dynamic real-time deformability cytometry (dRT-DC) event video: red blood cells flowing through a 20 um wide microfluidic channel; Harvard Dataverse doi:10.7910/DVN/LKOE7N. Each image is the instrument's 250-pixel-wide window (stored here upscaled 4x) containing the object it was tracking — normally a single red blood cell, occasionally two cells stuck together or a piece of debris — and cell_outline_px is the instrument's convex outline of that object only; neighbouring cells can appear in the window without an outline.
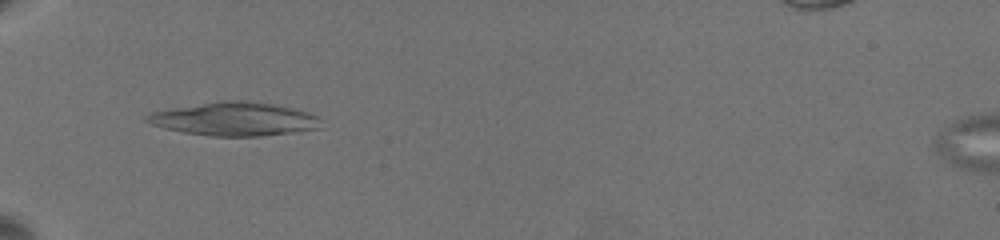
{"species": "common noctule bat (a hibernating species)", "species_latin": "Nyctalus noctula", "temperature_condition": "warm", "stored_images_in_passage": 14, "camera_frame_rate_fps": 3000, "um_per_image_px": 0.085, "animal": {"sex": "female", "body_mass_g": 19.5, "forearm_length_mm": 54.1}, "frame": {"image": 1, "passage_image": 8, "time_ms": 5.667, "image_size_px": [1000, 240], "cell_outline_px": [[320, 128], [292, 132], [260, 136], [212, 136], [184, 132], [164, 128], [152, 124], [144, 120], [144, 116], [152, 112], [224, 100], [240, 100], [272, 104], [308, 112], [316, 116]], "centroid_in_image_um": [19.89, 10.12], "position_along_channel_um": 65.1, "area_um2": 33.23}}
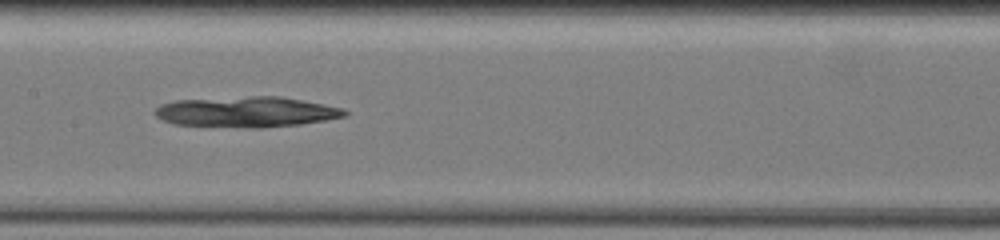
{"frame": {"image": 2, "passage_image": 12, "time_ms": 9.333, "image_size_px": [1000, 240], "cell_outline_px": [[348, 112], [344, 116], [324, 120], [300, 124], [260, 128], [248, 128], [172, 124], [156, 116], [152, 112], [160, 104], [176, 100], [252, 96], [280, 96], [344, 108]], "centroid_in_image_um": [20.91, 9.51], "position_along_channel_um": 186.5, "area_um2": 33.76}}
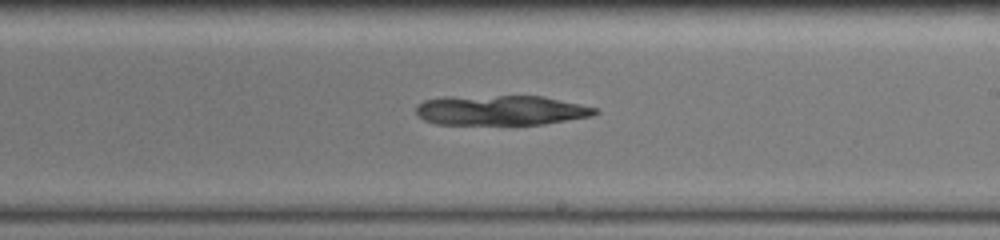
{"frame": {"image": 3, "passage_image": 14, "time_ms": 11.0, "image_size_px": [1000, 240], "cell_outline_px": [[600, 112], [592, 116], [544, 124], [436, 124], [424, 120], [416, 112], [416, 104], [424, 100], [444, 96], [544, 96], [580, 104], [596, 108]], "centroid_in_image_um": [42.56, 9.36], "position_along_channel_um": 246.4, "area_um2": 31.39}}